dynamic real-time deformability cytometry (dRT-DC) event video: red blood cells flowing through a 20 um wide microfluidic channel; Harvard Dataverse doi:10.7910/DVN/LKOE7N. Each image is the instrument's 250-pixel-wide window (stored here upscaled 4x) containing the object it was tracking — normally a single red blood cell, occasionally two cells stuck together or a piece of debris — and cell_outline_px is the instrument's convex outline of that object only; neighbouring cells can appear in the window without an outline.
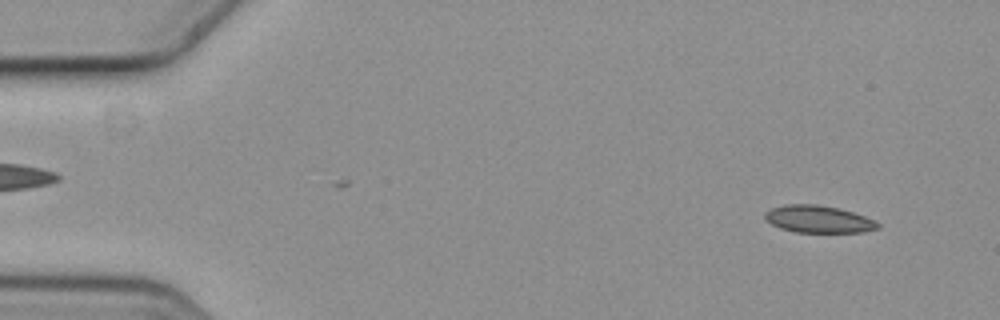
{"species": "common noctule bat (a hibernating species)", "species_latin": "Nyctalus noctula", "temperature_condition": "cold", "stored_images_in_passage": 13, "camera_frame_rate_fps": 3000, "um_per_image_px": 0.085, "animal": {"sex": "female", "body_mass_g": 19.3, "forearm_length_mm": 54.1}, "frame": {"image": 1, "passage_image": 1, "time_ms": 0.0, "image_size_px": [1000, 320], "cell_outline_px": [[880, 228], [864, 232], [796, 232], [780, 228], [764, 220], [764, 212], [772, 208], [784, 204], [816, 204], [840, 208], [864, 216], [880, 224]], "centroid_in_image_um": [69.53, 18.62], "position_along_channel_um": 15.5, "area_um2": 17.98}}
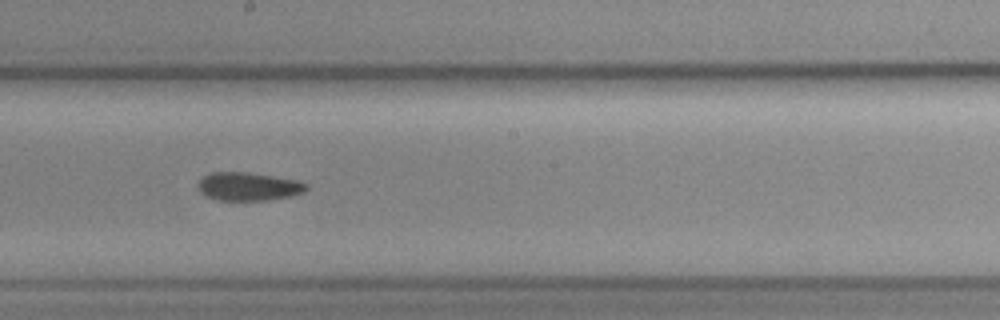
{"frame": {"image": 2, "passage_image": 8, "time_ms": 2.333, "image_size_px": [1000, 320], "cell_outline_px": [[308, 188], [304, 192], [292, 196], [268, 200], [216, 200], [200, 192], [200, 180], [204, 176], [212, 172], [248, 172], [296, 180], [308, 184]], "centroid_in_image_um": [21.16, 15.85], "position_along_channel_um": 227.0, "area_um2": 17.69}}
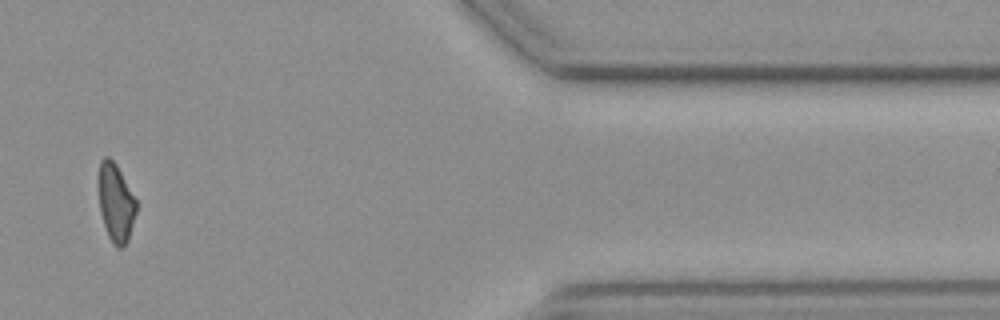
{"frame": {"image": 3, "passage_image": 13, "time_ms": 4.0, "image_size_px": [1000, 320], "cell_outline_px": [[136, 212], [128, 240], [120, 248], [116, 248], [112, 244], [108, 236], [100, 212], [100, 160], [104, 156], [108, 156], [116, 164], [136, 200]], "centroid_in_image_um": [9.85, 17.26], "position_along_channel_um": 401.5, "area_um2": 16.7}}